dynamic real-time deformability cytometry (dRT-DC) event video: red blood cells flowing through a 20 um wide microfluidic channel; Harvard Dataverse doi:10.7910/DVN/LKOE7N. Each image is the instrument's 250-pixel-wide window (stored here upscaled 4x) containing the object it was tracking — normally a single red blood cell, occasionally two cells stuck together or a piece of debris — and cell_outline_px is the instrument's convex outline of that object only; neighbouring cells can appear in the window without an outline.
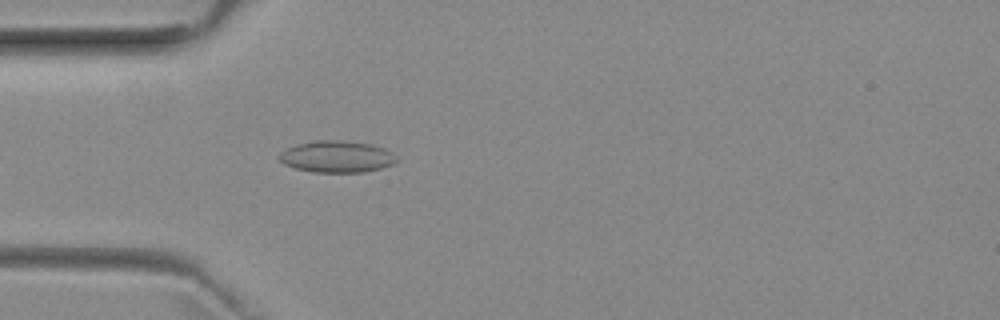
{"species": "common noctule bat (a hibernating species)", "species_latin": "Nyctalus noctula", "temperature_condition": "room temperature", "stored_images_in_passage": 34, "camera_frame_rate_fps": 3000, "um_per_image_px": 0.085, "animal": {"sex": "female", "body_mass_g": 29.2, "forearm_length_mm": 56.3}, "frame": {"image": 1, "passage_image": 2, "time_ms": 0.333, "image_size_px": [1000, 320], "cell_outline_px": [[396, 160], [392, 164], [380, 168], [364, 172], [312, 172], [296, 168], [284, 164], [276, 156], [280, 152], [296, 144], [312, 140], [344, 140], [372, 144], [384, 148], [392, 152]], "centroid_in_image_um": [28.59, 13.3], "position_along_channel_um": 56.4, "area_um2": 21.73}}
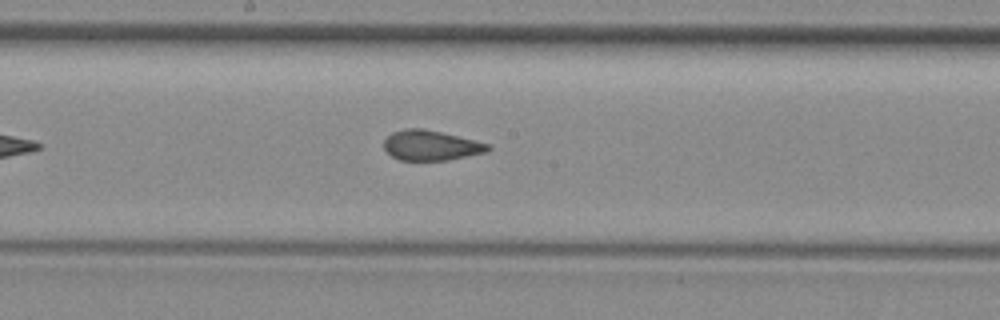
{"frame": {"image": 2, "passage_image": 14, "time_ms": 4.333, "image_size_px": [1000, 320], "cell_outline_px": [[492, 148], [484, 152], [448, 160], [400, 160], [392, 156], [384, 148], [384, 140], [392, 132], [408, 128], [420, 128], [440, 132], [488, 144]], "centroid_in_image_um": [36.58, 12.36], "position_along_channel_um": 211.6, "area_um2": 17.8}}
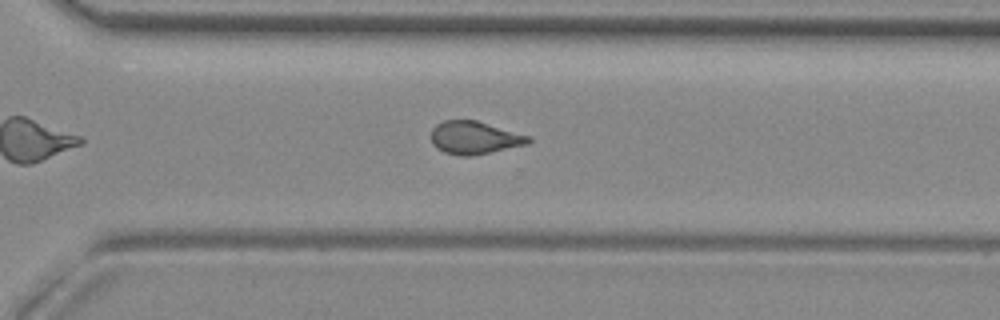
{"frame": {"image": 3, "passage_image": 23, "time_ms": 7.333, "image_size_px": [1000, 320], "cell_outline_px": [[532, 140], [528, 144], [472, 156], [460, 156], [444, 152], [436, 148], [432, 144], [432, 128], [436, 124], [444, 120], [476, 120], [532, 136]], "centroid_in_image_um": [40.35, 11.7], "position_along_channel_um": 330.3, "area_um2": 18.79}, "authors_computed_cell_mechanics": {"area_um2": 18.6116, "velocity_mm_per_s": 3.9673, "shape_relaxation_time_tau1_ms": null, "shape_relaxation_time_tau2_ms": 1.8469, "deformation_change_tau1": null, "deformation_change_tau2": 0.079}}